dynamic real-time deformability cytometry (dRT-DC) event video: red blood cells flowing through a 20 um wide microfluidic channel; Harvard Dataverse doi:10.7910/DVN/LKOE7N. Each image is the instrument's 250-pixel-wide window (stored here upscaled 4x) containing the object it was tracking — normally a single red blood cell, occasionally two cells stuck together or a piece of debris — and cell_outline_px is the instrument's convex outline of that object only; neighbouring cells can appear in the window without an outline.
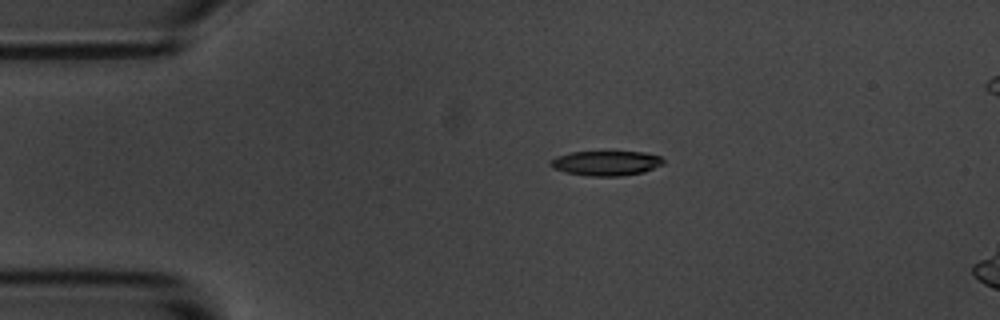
{"species": "common noctule bat (a hibernating species)", "species_latin": "Nyctalus noctula", "temperature_condition": "room temperature", "stored_images_in_passage": 7, "camera_frame_rate_fps": 3000, "um_per_image_px": 0.085, "animal": {"sex": "male", "body_mass_g": 20.1, "forearm_length_mm": 53.5}, "frame": {"image": 1, "passage_image": 4, "time_ms": 3.333, "image_size_px": [1000, 320], "cell_outline_px": [[664, 164], [644, 172], [620, 176], [584, 176], [564, 172], [552, 168], [548, 164], [548, 160], [556, 156], [572, 152], [644, 152], [660, 156], [664, 160]], "centroid_in_image_um": [51.47, 13.87], "position_along_channel_um": 33.5, "area_um2": 16.53}}